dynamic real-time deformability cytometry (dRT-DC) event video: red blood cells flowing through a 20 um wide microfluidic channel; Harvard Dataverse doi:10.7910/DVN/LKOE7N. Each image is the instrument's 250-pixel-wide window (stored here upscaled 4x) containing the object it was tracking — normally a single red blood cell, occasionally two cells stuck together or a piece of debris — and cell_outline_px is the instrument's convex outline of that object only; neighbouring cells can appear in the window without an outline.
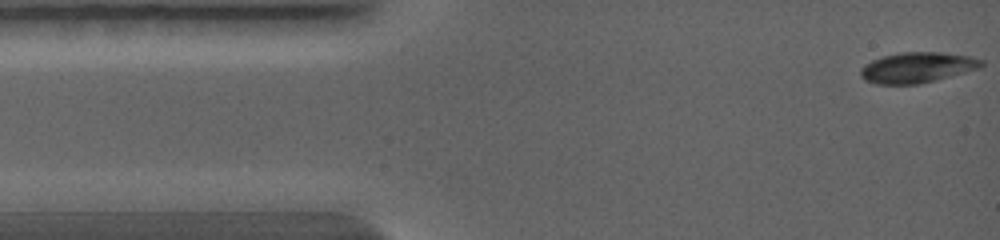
{"species": "common noctule bat (a hibernating species)", "species_latin": "Nyctalus noctula", "temperature_condition": "warm", "stored_images_in_passage": 62, "camera_frame_rate_fps": 5000, "um_per_image_px": 0.085, "animal": {"sex": "female", "body_mass_g": 19.0, "forearm_length_mm": 56.7}, "frame": {"image": 1, "passage_image": 1, "time_ms": 0.0, "image_size_px": [1000, 240], "cell_outline_px": [[984, 64], [980, 68], [916, 84], [876, 84], [864, 80], [860, 76], [860, 68], [864, 64], [872, 60], [884, 56], [900, 52], [940, 52], [968, 56], [984, 60]], "centroid_in_image_um": [77.92, 5.73], "position_along_channel_um": 7.1, "area_um2": 21.27}}
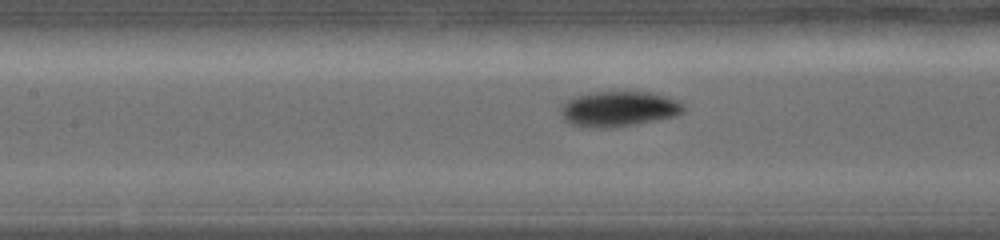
{"frame": {"image": 2, "passage_image": 27, "time_ms": 4.2, "image_size_px": [1000, 240], "cell_outline_px": [[684, 112], [676, 116], [636, 124], [612, 128], [584, 128], [572, 124], [564, 120], [560, 112], [560, 108], [572, 96], [592, 92], [652, 92], [676, 100], [684, 104]], "centroid_in_image_um": [52.57, 9.27], "position_along_channel_um": 154.8, "area_um2": 25.49}}
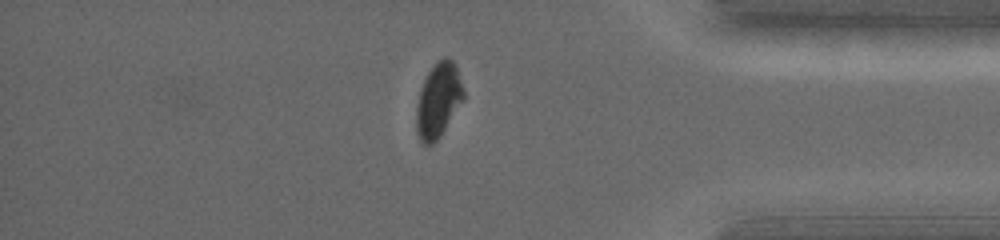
{"frame": {"image": 3, "passage_image": 53, "time_ms": 9.0, "image_size_px": [1000, 240], "cell_outline_px": [[464, 100], [440, 136], [432, 144], [424, 144], [420, 140], [416, 132], [416, 104], [420, 88], [428, 72], [444, 56], [452, 60], [456, 64], [464, 92]], "centroid_in_image_um": [37.25, 8.53], "position_along_channel_um": 397.9, "area_um2": 20.46}}